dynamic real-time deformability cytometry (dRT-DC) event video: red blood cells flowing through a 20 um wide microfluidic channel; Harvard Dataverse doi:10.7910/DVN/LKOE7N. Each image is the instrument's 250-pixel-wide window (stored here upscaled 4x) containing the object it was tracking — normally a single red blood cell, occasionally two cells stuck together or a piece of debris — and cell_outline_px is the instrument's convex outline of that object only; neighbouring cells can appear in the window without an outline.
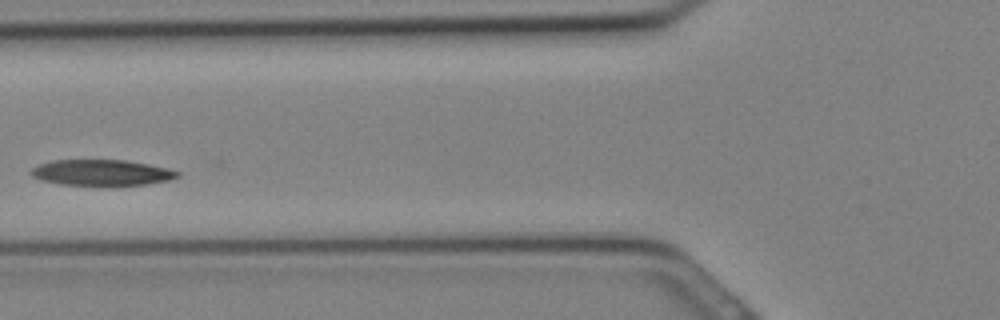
{"species": "Egyptian fruit bat (a non-hibernating species)", "species_latin": "Rousettus aegyptiacus", "temperature_condition": "cold", "stored_images_in_passage": 13, "camera_frame_rate_fps": 3000, "um_per_image_px": 0.085, "animal": {"sex": "female"}, "frame": {"image": 1, "passage_image": 8, "time_ms": 2.333, "image_size_px": [1000, 320], "cell_outline_px": [[180, 176], [168, 180], [144, 184], [60, 184], [40, 180], [32, 176], [28, 172], [32, 168], [40, 164], [52, 160], [124, 160], [148, 164], [168, 168], [180, 172]], "centroid_in_image_um": [8.6, 14.65], "position_along_channel_um": 117.2, "area_um2": 21.68}}
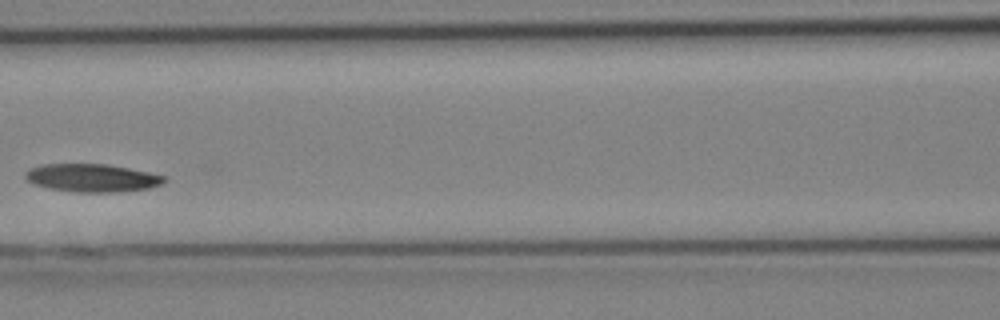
{"frame": {"image": 2, "passage_image": 10, "time_ms": 3.0, "image_size_px": [1000, 320], "cell_outline_px": [[168, 180], [164, 184], [148, 188], [112, 192], [76, 192], [52, 188], [32, 184], [24, 176], [24, 172], [28, 168], [40, 164], [108, 164], [168, 176]], "centroid_in_image_um": [7.83, 15.11], "position_along_channel_um": 158.8, "area_um2": 22.77}}
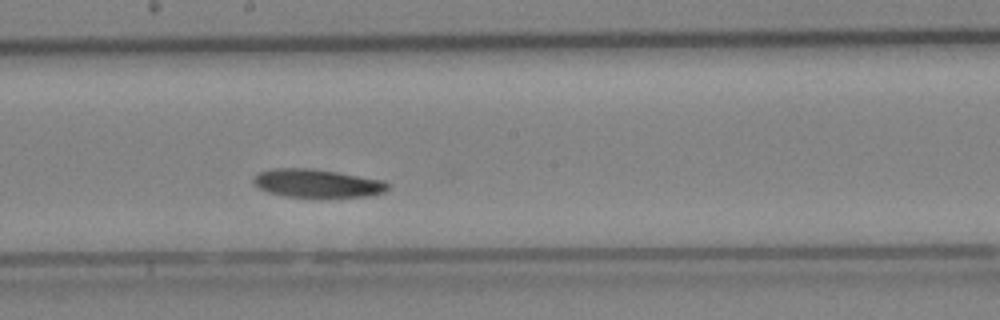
{"frame": {"image": 3, "passage_image": 13, "time_ms": 4.0, "image_size_px": [1000, 320], "cell_outline_px": [[388, 188], [384, 192], [368, 196], [284, 196], [268, 192], [260, 188], [252, 180], [260, 172], [272, 168], [312, 168], [384, 180], [388, 184]], "centroid_in_image_um": [26.96, 15.56], "position_along_channel_um": 221.2, "area_um2": 21.68}}